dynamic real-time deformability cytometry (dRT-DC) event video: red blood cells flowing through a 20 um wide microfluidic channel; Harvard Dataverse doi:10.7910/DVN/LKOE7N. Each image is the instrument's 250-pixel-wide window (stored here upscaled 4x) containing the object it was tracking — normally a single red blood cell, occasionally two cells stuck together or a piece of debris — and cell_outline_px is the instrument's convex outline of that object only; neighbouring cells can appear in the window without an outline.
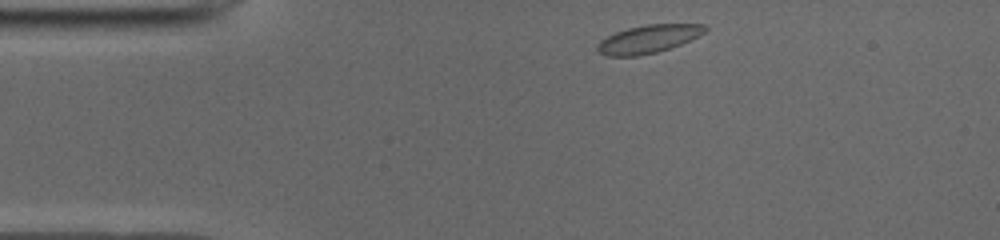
{"species": "common noctule bat (a hibernating species)", "species_latin": "Nyctalus noctula", "temperature_condition": "cold", "stored_images_in_passage": 43, "camera_frame_rate_fps": 3000, "um_per_image_px": 0.085, "animal": {"sex": "male", "body_mass_g": 19.0, "forearm_length_mm": 50.8}, "frame": {"image": 1, "passage_image": 1, "time_ms": 0.0, "image_size_px": [1000, 240], "cell_outline_px": [[708, 28], [704, 32], [680, 44], [656, 52], [636, 56], [608, 56], [600, 52], [596, 48], [596, 44], [600, 40], [616, 32], [628, 28], [644, 24], [704, 24]], "centroid_in_image_um": [55.07, 3.31], "position_along_channel_um": 29.9, "area_um2": 17.34}}
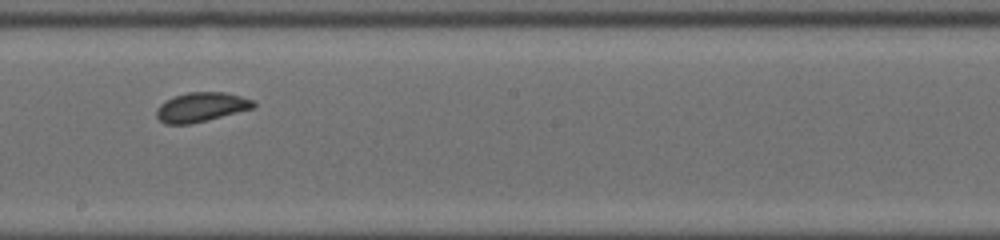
{"frame": {"image": 2, "passage_image": 20, "time_ms": 6.333, "image_size_px": [1000, 240], "cell_outline_px": [[256, 108], [188, 124], [164, 124], [156, 116], [156, 108], [164, 100], [172, 96], [188, 92], [224, 92], [240, 96], [252, 100], [256, 104]], "centroid_in_image_um": [17.07, 9.09], "position_along_channel_um": 231.1, "area_um2": 16.65}}
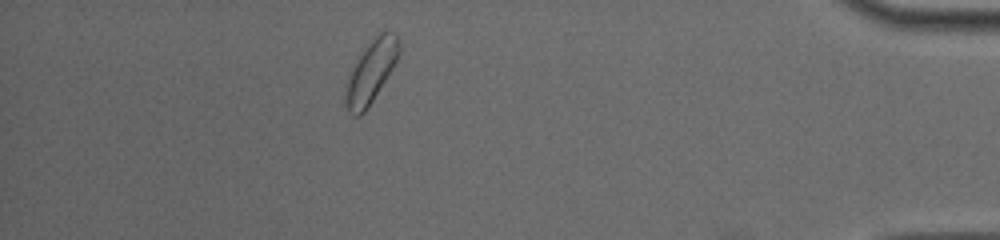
{"frame": {"image": 3, "passage_image": 37, "time_ms": 12.0, "image_size_px": [1000, 240], "cell_outline_px": [[400, 52], [392, 68], [372, 100], [364, 112], [360, 116], [352, 116], [348, 112], [344, 104], [344, 84], [356, 56], [364, 44], [380, 32], [392, 32], [400, 40]], "centroid_in_image_um": [31.46, 6.07], "position_along_channel_um": 403.7, "area_um2": 19.94}, "authors_computed_cell_mechanics": {"area_um2": 17.1666, "velocity_mm_per_s": 3.9016, "shape_relaxation_time_tau1_ms": 7.0095, "shape_relaxation_time_tau2_ms": null, "deformation_change_tau1": 0.1101, "deformation_change_tau2": null}}